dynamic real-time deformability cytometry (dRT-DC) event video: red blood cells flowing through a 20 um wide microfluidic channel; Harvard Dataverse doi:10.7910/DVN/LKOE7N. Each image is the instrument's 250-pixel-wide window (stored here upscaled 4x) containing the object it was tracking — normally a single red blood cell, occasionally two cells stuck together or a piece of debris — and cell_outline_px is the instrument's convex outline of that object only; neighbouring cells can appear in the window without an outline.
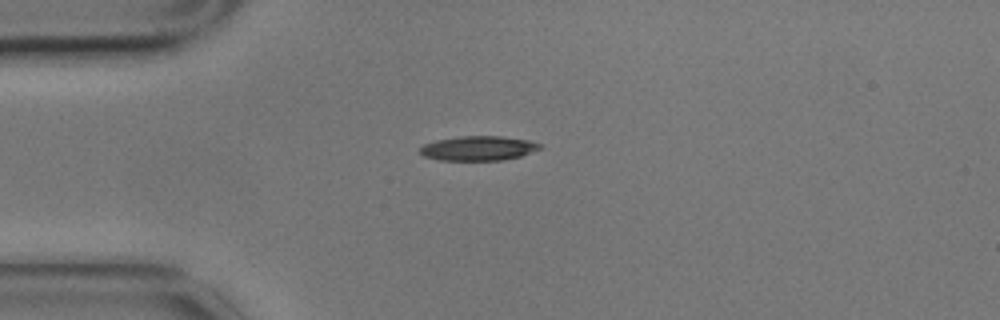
{"species": "common noctule bat (a hibernating species)", "species_latin": "Nyctalus noctula", "temperature_condition": "cold", "stored_images_in_passage": 7, "camera_frame_rate_fps": 3000, "um_per_image_px": 0.085, "animal": {"sex": "male", "body_mass_g": 17.9}, "frame": {"image": 1, "passage_image": 1, "time_ms": 0.0, "image_size_px": [1000, 320], "cell_outline_px": [[544, 148], [520, 156], [504, 160], [440, 160], [424, 156], [420, 152], [420, 148], [424, 144], [436, 140], [460, 136], [504, 136], [528, 140], [540, 144]], "centroid_in_image_um": [40.69, 12.6], "position_along_channel_um": 44.3, "area_um2": 17.17}}